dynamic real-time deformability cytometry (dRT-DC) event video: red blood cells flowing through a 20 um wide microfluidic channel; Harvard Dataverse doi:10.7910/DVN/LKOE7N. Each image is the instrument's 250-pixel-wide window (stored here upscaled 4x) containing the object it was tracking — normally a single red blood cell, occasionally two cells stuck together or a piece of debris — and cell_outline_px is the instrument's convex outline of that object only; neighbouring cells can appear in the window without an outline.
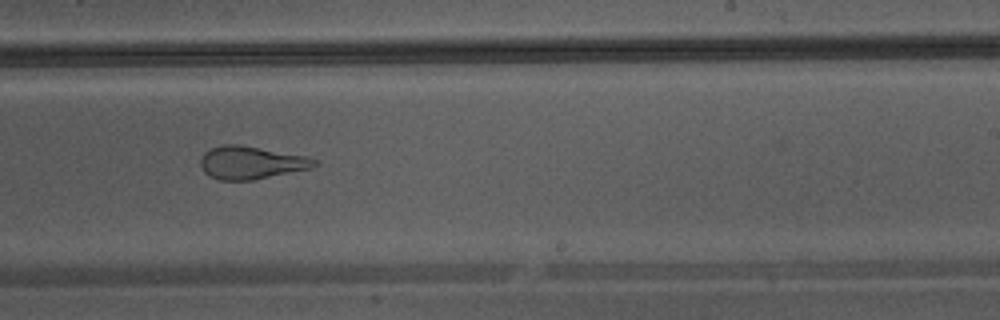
{"species": "Egyptian fruit bat (a non-hibernating species)", "species_latin": "Rousettus aegyptiacus", "temperature_condition": "warm", "stored_images_in_passage": 30, "camera_frame_rate_fps": 3000, "um_per_image_px": 0.085, "animal": {"sex": "male"}, "frame": {"image": 1, "passage_image": 17, "time_ms": 5.333, "image_size_px": [1000, 320], "cell_outline_px": [[320, 164], [312, 168], [252, 180], [220, 180], [208, 176], [204, 172], [200, 164], [200, 160], [204, 152], [212, 148], [224, 144], [240, 144], [308, 156], [316, 160]], "centroid_in_image_um": [21.36, 13.82], "position_along_channel_um": 267.6, "area_um2": 21.96}}